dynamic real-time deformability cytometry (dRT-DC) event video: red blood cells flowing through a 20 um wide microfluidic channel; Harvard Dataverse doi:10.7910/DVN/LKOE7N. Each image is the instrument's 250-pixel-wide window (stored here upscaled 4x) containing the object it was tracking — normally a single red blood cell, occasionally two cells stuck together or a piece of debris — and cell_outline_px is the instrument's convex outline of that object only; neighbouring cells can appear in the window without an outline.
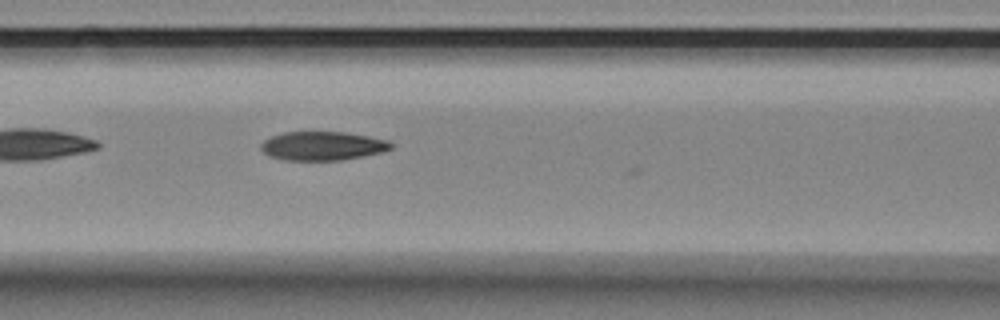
{"species": "Egyptian fruit bat (a non-hibernating species)", "species_latin": "Rousettus aegyptiacus", "temperature_condition": "room temperature", "stored_images_in_passage": 26, "camera_frame_rate_fps": 3000, "um_per_image_px": 0.085, "animal": {"sex": "female"}, "frame": {"image": 1, "passage_image": 4, "time_ms": 1.0, "image_size_px": [1000, 320], "cell_outline_px": [[392, 148], [380, 152], [340, 160], [284, 160], [268, 156], [260, 148], [260, 144], [264, 140], [272, 136], [284, 132], [344, 132], [368, 136], [388, 140], [392, 144]], "centroid_in_image_um": [27.37, 12.4], "position_along_channel_um": 139.2, "area_um2": 21.68}}
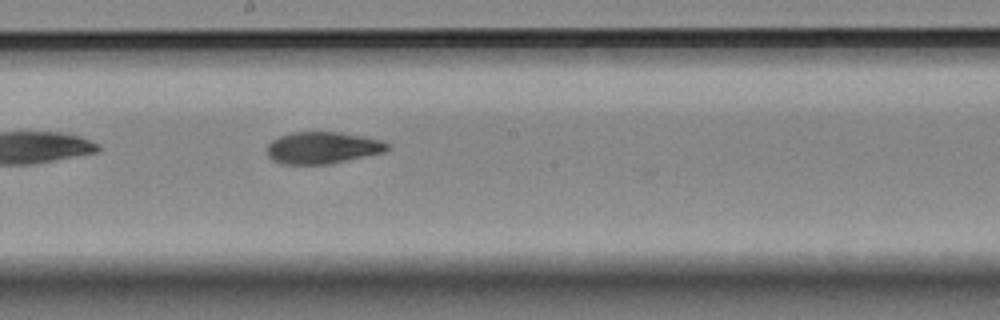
{"frame": {"image": 2, "passage_image": 11, "time_ms": 3.333, "image_size_px": [1000, 320], "cell_outline_px": [[388, 148], [384, 152], [332, 164], [280, 164], [272, 160], [268, 156], [268, 144], [272, 140], [280, 136], [292, 132], [340, 132], [384, 140], [388, 144]], "centroid_in_image_um": [27.42, 12.56], "position_along_channel_um": 220.8, "area_um2": 22.43}}
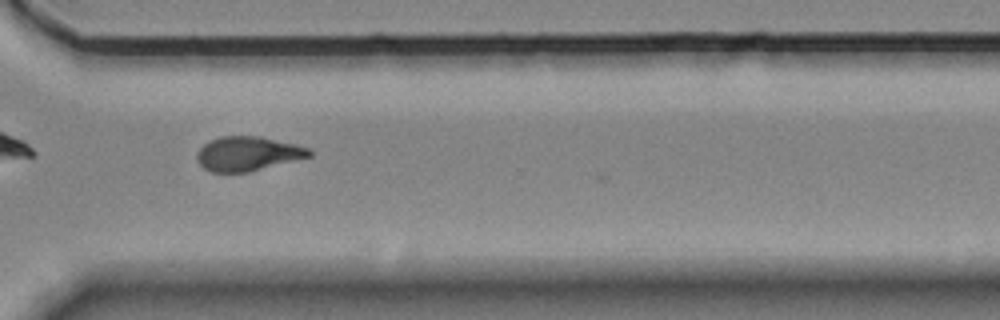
{"frame": {"image": 3, "passage_image": 22, "time_ms": 7.0, "image_size_px": [1000, 320], "cell_outline_px": [[312, 156], [248, 172], [212, 172], [204, 168], [196, 160], [196, 156], [200, 148], [204, 144], [220, 136], [260, 136], [296, 144], [312, 148]], "centroid_in_image_um": [21.09, 13.06], "position_along_channel_um": 349.5, "area_um2": 22.48}}